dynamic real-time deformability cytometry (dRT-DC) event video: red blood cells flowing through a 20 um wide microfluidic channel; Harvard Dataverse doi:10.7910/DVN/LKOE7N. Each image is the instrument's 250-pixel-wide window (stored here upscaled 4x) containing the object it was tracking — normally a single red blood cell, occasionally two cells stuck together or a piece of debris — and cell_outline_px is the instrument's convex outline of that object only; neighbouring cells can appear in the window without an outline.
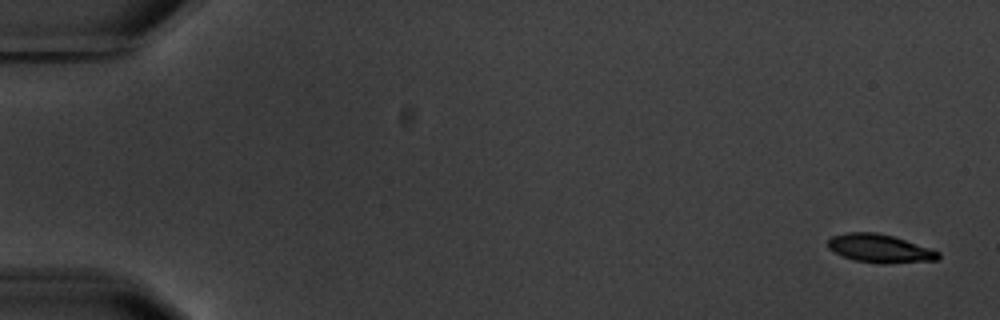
{"species": "common noctule bat (a hibernating species)", "species_latin": "Nyctalus noctula", "temperature_condition": "warm", "stored_images_in_passage": 7, "camera_frame_rate_fps": 3000, "um_per_image_px": 0.085, "animal": {"sex": "male", "body_mass_g": 20.1, "forearm_length_mm": 53.5}, "frame": {"image": 1, "passage_image": 1, "time_ms": 0.0, "image_size_px": [1000, 320], "cell_outline_px": [[940, 260], [884, 264], [880, 264], [856, 260], [844, 256], [828, 248], [828, 240], [832, 236], [848, 232], [876, 232], [892, 236], [940, 252]], "centroid_in_image_um": [74.79, 21.13], "position_along_channel_um": 10.2, "area_um2": 18.03}}
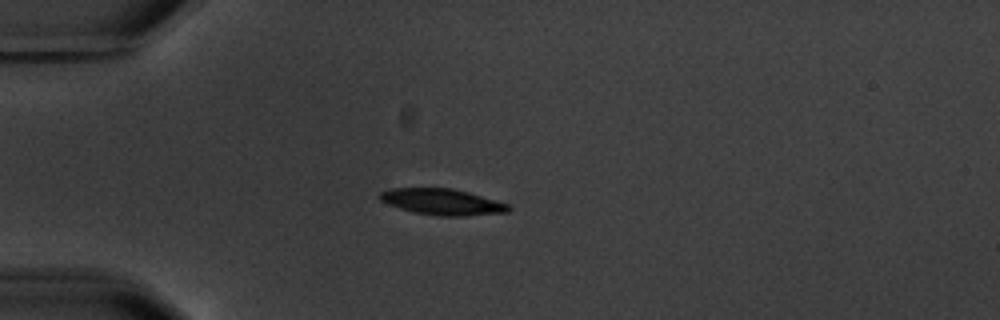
{"frame": {"image": 2, "passage_image": 5, "time_ms": 4.667, "image_size_px": [1000, 320], "cell_outline_px": [[512, 208], [508, 212], [460, 216], [440, 216], [416, 212], [400, 208], [388, 204], [380, 200], [376, 196], [380, 192], [388, 188], [452, 188], [468, 192], [508, 204]], "centroid_in_image_um": [37.55, 17.15], "position_along_channel_um": 47.5, "area_um2": 19.48}}
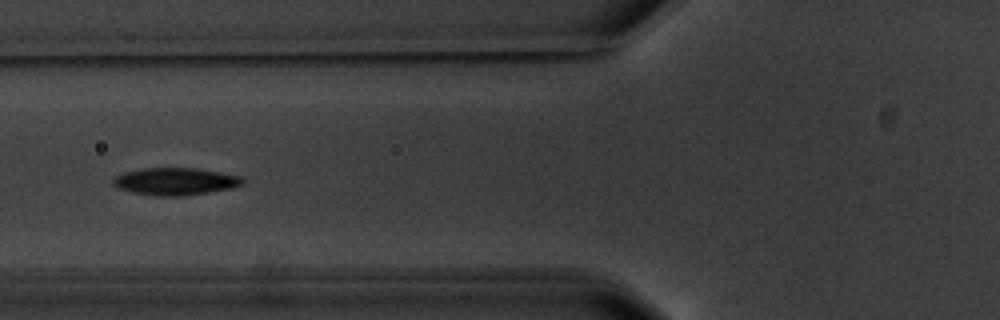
{"frame": {"image": 3, "passage_image": 7, "time_ms": 7.0, "image_size_px": [1000, 320], "cell_outline_px": [[244, 184], [232, 188], [184, 196], [156, 196], [116, 188], [112, 184], [112, 180], [116, 176], [124, 172], [144, 168], [196, 168], [220, 172], [240, 176], [244, 180]], "centroid_in_image_um": [14.91, 15.42], "position_along_channel_um": 110.9, "area_um2": 20.58}}